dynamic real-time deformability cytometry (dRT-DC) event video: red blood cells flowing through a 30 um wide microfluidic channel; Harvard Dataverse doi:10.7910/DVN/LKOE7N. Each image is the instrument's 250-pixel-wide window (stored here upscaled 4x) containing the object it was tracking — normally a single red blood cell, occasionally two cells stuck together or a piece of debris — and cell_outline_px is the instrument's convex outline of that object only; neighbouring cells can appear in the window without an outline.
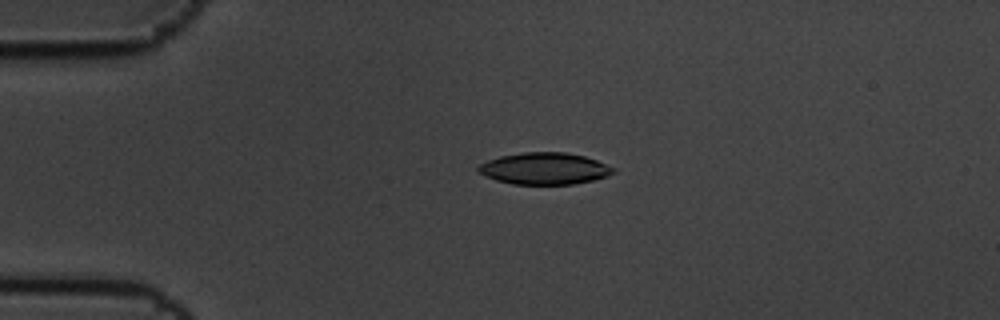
{"species": "common noctule bat (a hibernating species)", "species_latin": "Nyctalus noctula", "temperature_condition": "cold", "stored_images_in_passage": 6, "camera_frame_rate_fps": 3000, "um_per_image_px": 0.085, "animal": {"sex": "male", "body_mass_g": 19.5, "forearm_length_mm": 54.6}, "frame": {"image": 1, "passage_image": 5, "time_ms": 1.333, "image_size_px": [1000, 320], "cell_outline_px": [[616, 172], [608, 176], [592, 180], [572, 184], [512, 184], [496, 180], [480, 172], [476, 168], [480, 164], [488, 160], [500, 156], [524, 152], [568, 152], [584, 156], [596, 160], [616, 168]], "centroid_in_image_um": [46.32, 14.32], "position_along_channel_um": 38.7, "area_um2": 24.91}}